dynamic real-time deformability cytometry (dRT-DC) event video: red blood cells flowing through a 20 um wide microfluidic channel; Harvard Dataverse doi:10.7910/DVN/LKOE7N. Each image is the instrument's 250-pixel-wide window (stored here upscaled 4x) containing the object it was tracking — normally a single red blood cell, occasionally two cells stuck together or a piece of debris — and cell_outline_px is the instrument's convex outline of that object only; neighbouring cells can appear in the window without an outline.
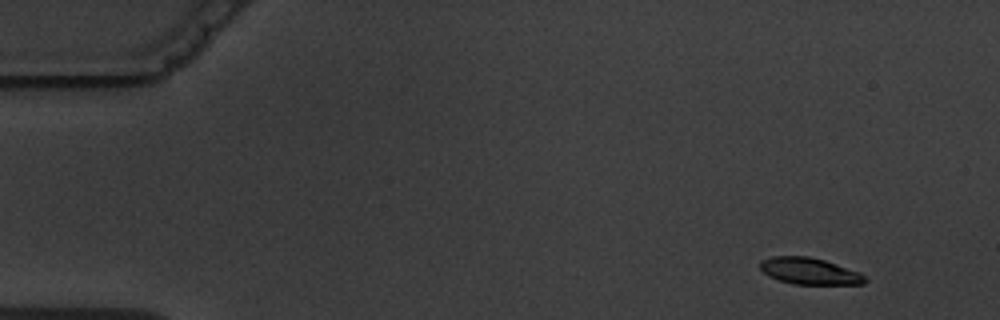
{"species": "common noctule bat (a hibernating species)", "species_latin": "Nyctalus noctula", "temperature_condition": "warm", "stored_images_in_passage": 10, "camera_frame_rate_fps": 3000, "um_per_image_px": 0.085, "animal": {"sex": "male", "body_mass_g": 19.5, "forearm_length_mm": 54.6}, "frame": {"image": 1, "passage_image": 1, "time_ms": 0.0, "image_size_px": [1000, 320], "cell_outline_px": [[868, 280], [864, 284], [792, 284], [768, 276], [760, 268], [760, 260], [772, 256], [808, 256], [824, 260], [860, 272]], "centroid_in_image_um": [68.8, 23.04], "position_along_channel_um": 16.2, "area_um2": 16.24}}
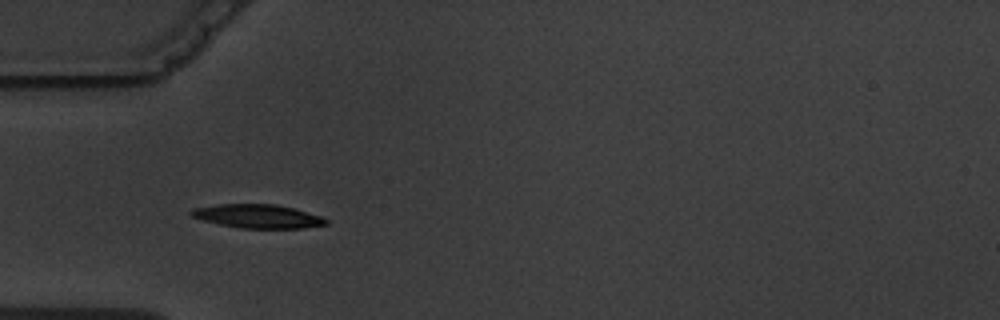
{"frame": {"image": 2, "passage_image": 5, "time_ms": 4.333, "image_size_px": [1000, 320], "cell_outline_px": [[328, 224], [304, 228], [240, 228], [220, 224], [204, 220], [192, 216], [188, 212], [192, 208], [216, 204], [276, 204], [292, 208], [320, 216], [328, 220]], "centroid_in_image_um": [21.89, 18.37], "position_along_channel_um": 63.1, "area_um2": 18.5}}